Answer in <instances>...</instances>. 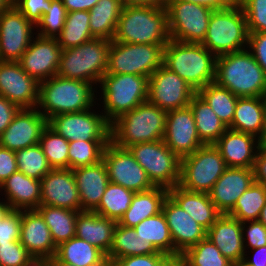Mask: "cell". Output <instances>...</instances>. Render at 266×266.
Returning <instances> with one entry per match:
<instances>
[{
    "label": "cell",
    "instance_id": "1",
    "mask_svg": "<svg viewBox=\"0 0 266 266\" xmlns=\"http://www.w3.org/2000/svg\"><path fill=\"white\" fill-rule=\"evenodd\" d=\"M113 41L166 45L170 35L165 6L125 4Z\"/></svg>",
    "mask_w": 266,
    "mask_h": 266
},
{
    "label": "cell",
    "instance_id": "2",
    "mask_svg": "<svg viewBox=\"0 0 266 266\" xmlns=\"http://www.w3.org/2000/svg\"><path fill=\"white\" fill-rule=\"evenodd\" d=\"M214 82L238 98L266 95V73L247 48L216 58Z\"/></svg>",
    "mask_w": 266,
    "mask_h": 266
},
{
    "label": "cell",
    "instance_id": "3",
    "mask_svg": "<svg viewBox=\"0 0 266 266\" xmlns=\"http://www.w3.org/2000/svg\"><path fill=\"white\" fill-rule=\"evenodd\" d=\"M94 92L97 95L94 84L90 82L55 75L39 84L36 109L47 119L58 114L84 111L95 106L98 98Z\"/></svg>",
    "mask_w": 266,
    "mask_h": 266
},
{
    "label": "cell",
    "instance_id": "4",
    "mask_svg": "<svg viewBox=\"0 0 266 266\" xmlns=\"http://www.w3.org/2000/svg\"><path fill=\"white\" fill-rule=\"evenodd\" d=\"M216 58L201 43H184L170 39L164 47L163 65L197 92L214 82Z\"/></svg>",
    "mask_w": 266,
    "mask_h": 266
},
{
    "label": "cell",
    "instance_id": "5",
    "mask_svg": "<svg viewBox=\"0 0 266 266\" xmlns=\"http://www.w3.org/2000/svg\"><path fill=\"white\" fill-rule=\"evenodd\" d=\"M167 112L148 100L115 120L110 126V140L127 149L143 142L164 139Z\"/></svg>",
    "mask_w": 266,
    "mask_h": 266
},
{
    "label": "cell",
    "instance_id": "6",
    "mask_svg": "<svg viewBox=\"0 0 266 266\" xmlns=\"http://www.w3.org/2000/svg\"><path fill=\"white\" fill-rule=\"evenodd\" d=\"M110 42L104 38H93L79 46L64 49L57 75L99 85L107 73Z\"/></svg>",
    "mask_w": 266,
    "mask_h": 266
},
{
    "label": "cell",
    "instance_id": "7",
    "mask_svg": "<svg viewBox=\"0 0 266 266\" xmlns=\"http://www.w3.org/2000/svg\"><path fill=\"white\" fill-rule=\"evenodd\" d=\"M248 29L241 5L214 10L201 44L216 57L244 50L248 46Z\"/></svg>",
    "mask_w": 266,
    "mask_h": 266
},
{
    "label": "cell",
    "instance_id": "8",
    "mask_svg": "<svg viewBox=\"0 0 266 266\" xmlns=\"http://www.w3.org/2000/svg\"><path fill=\"white\" fill-rule=\"evenodd\" d=\"M101 100L104 116L111 125L123 114L148 100V78L134 74H106L102 77Z\"/></svg>",
    "mask_w": 266,
    "mask_h": 266
},
{
    "label": "cell",
    "instance_id": "9",
    "mask_svg": "<svg viewBox=\"0 0 266 266\" xmlns=\"http://www.w3.org/2000/svg\"><path fill=\"white\" fill-rule=\"evenodd\" d=\"M164 44L111 41L106 74H134L149 78L163 65Z\"/></svg>",
    "mask_w": 266,
    "mask_h": 266
},
{
    "label": "cell",
    "instance_id": "10",
    "mask_svg": "<svg viewBox=\"0 0 266 266\" xmlns=\"http://www.w3.org/2000/svg\"><path fill=\"white\" fill-rule=\"evenodd\" d=\"M227 168L214 144H206L181 159L178 186L191 192L208 193Z\"/></svg>",
    "mask_w": 266,
    "mask_h": 266
},
{
    "label": "cell",
    "instance_id": "11",
    "mask_svg": "<svg viewBox=\"0 0 266 266\" xmlns=\"http://www.w3.org/2000/svg\"><path fill=\"white\" fill-rule=\"evenodd\" d=\"M127 149L154 186L170 189L179 184L181 159L167 147L163 139L134 144Z\"/></svg>",
    "mask_w": 266,
    "mask_h": 266
},
{
    "label": "cell",
    "instance_id": "12",
    "mask_svg": "<svg viewBox=\"0 0 266 266\" xmlns=\"http://www.w3.org/2000/svg\"><path fill=\"white\" fill-rule=\"evenodd\" d=\"M170 39L184 43H201L214 10L195 3L166 1Z\"/></svg>",
    "mask_w": 266,
    "mask_h": 266
},
{
    "label": "cell",
    "instance_id": "13",
    "mask_svg": "<svg viewBox=\"0 0 266 266\" xmlns=\"http://www.w3.org/2000/svg\"><path fill=\"white\" fill-rule=\"evenodd\" d=\"M94 112L92 107L80 112L58 114L48 119V126L68 142L111 141V125L105 119L103 112L100 114Z\"/></svg>",
    "mask_w": 266,
    "mask_h": 266
},
{
    "label": "cell",
    "instance_id": "14",
    "mask_svg": "<svg viewBox=\"0 0 266 266\" xmlns=\"http://www.w3.org/2000/svg\"><path fill=\"white\" fill-rule=\"evenodd\" d=\"M102 159L110 182L134 192L147 191L155 187L128 149L118 147L110 141L104 148Z\"/></svg>",
    "mask_w": 266,
    "mask_h": 266
},
{
    "label": "cell",
    "instance_id": "15",
    "mask_svg": "<svg viewBox=\"0 0 266 266\" xmlns=\"http://www.w3.org/2000/svg\"><path fill=\"white\" fill-rule=\"evenodd\" d=\"M196 91L164 65L148 78V101L166 112L189 106Z\"/></svg>",
    "mask_w": 266,
    "mask_h": 266
},
{
    "label": "cell",
    "instance_id": "16",
    "mask_svg": "<svg viewBox=\"0 0 266 266\" xmlns=\"http://www.w3.org/2000/svg\"><path fill=\"white\" fill-rule=\"evenodd\" d=\"M35 26L13 5L0 13V61H18L28 49Z\"/></svg>",
    "mask_w": 266,
    "mask_h": 266
},
{
    "label": "cell",
    "instance_id": "17",
    "mask_svg": "<svg viewBox=\"0 0 266 266\" xmlns=\"http://www.w3.org/2000/svg\"><path fill=\"white\" fill-rule=\"evenodd\" d=\"M35 37L18 62L28 75L41 83L57 75L63 49L57 38Z\"/></svg>",
    "mask_w": 266,
    "mask_h": 266
},
{
    "label": "cell",
    "instance_id": "18",
    "mask_svg": "<svg viewBox=\"0 0 266 266\" xmlns=\"http://www.w3.org/2000/svg\"><path fill=\"white\" fill-rule=\"evenodd\" d=\"M39 84L18 61H0V95L20 109L37 107Z\"/></svg>",
    "mask_w": 266,
    "mask_h": 266
},
{
    "label": "cell",
    "instance_id": "19",
    "mask_svg": "<svg viewBox=\"0 0 266 266\" xmlns=\"http://www.w3.org/2000/svg\"><path fill=\"white\" fill-rule=\"evenodd\" d=\"M164 142L180 159L205 145L199 138L189 106L167 112Z\"/></svg>",
    "mask_w": 266,
    "mask_h": 266
},
{
    "label": "cell",
    "instance_id": "20",
    "mask_svg": "<svg viewBox=\"0 0 266 266\" xmlns=\"http://www.w3.org/2000/svg\"><path fill=\"white\" fill-rule=\"evenodd\" d=\"M48 119L35 108H21L0 135V146L11 151L31 147L40 142Z\"/></svg>",
    "mask_w": 266,
    "mask_h": 266
},
{
    "label": "cell",
    "instance_id": "21",
    "mask_svg": "<svg viewBox=\"0 0 266 266\" xmlns=\"http://www.w3.org/2000/svg\"><path fill=\"white\" fill-rule=\"evenodd\" d=\"M162 212L174 243V255L183 254L206 238L207 230L193 220L169 195L163 203Z\"/></svg>",
    "mask_w": 266,
    "mask_h": 266
},
{
    "label": "cell",
    "instance_id": "22",
    "mask_svg": "<svg viewBox=\"0 0 266 266\" xmlns=\"http://www.w3.org/2000/svg\"><path fill=\"white\" fill-rule=\"evenodd\" d=\"M40 183L41 206L81 211V201L71 169H52Z\"/></svg>",
    "mask_w": 266,
    "mask_h": 266
},
{
    "label": "cell",
    "instance_id": "23",
    "mask_svg": "<svg viewBox=\"0 0 266 266\" xmlns=\"http://www.w3.org/2000/svg\"><path fill=\"white\" fill-rule=\"evenodd\" d=\"M254 182L252 168L227 167L208 194L216 209L221 214H228Z\"/></svg>",
    "mask_w": 266,
    "mask_h": 266
},
{
    "label": "cell",
    "instance_id": "24",
    "mask_svg": "<svg viewBox=\"0 0 266 266\" xmlns=\"http://www.w3.org/2000/svg\"><path fill=\"white\" fill-rule=\"evenodd\" d=\"M214 146L220 151L227 167L253 168L261 143L251 134L228 128Z\"/></svg>",
    "mask_w": 266,
    "mask_h": 266
},
{
    "label": "cell",
    "instance_id": "25",
    "mask_svg": "<svg viewBox=\"0 0 266 266\" xmlns=\"http://www.w3.org/2000/svg\"><path fill=\"white\" fill-rule=\"evenodd\" d=\"M20 243L34 258H53L57 249L37 210H21Z\"/></svg>",
    "mask_w": 266,
    "mask_h": 266
},
{
    "label": "cell",
    "instance_id": "26",
    "mask_svg": "<svg viewBox=\"0 0 266 266\" xmlns=\"http://www.w3.org/2000/svg\"><path fill=\"white\" fill-rule=\"evenodd\" d=\"M206 237L231 262H241L247 251L244 248L242 223L228 214H221L207 230Z\"/></svg>",
    "mask_w": 266,
    "mask_h": 266
},
{
    "label": "cell",
    "instance_id": "27",
    "mask_svg": "<svg viewBox=\"0 0 266 266\" xmlns=\"http://www.w3.org/2000/svg\"><path fill=\"white\" fill-rule=\"evenodd\" d=\"M72 172L81 201V211H94L110 182L103 159L96 164L76 168Z\"/></svg>",
    "mask_w": 266,
    "mask_h": 266
},
{
    "label": "cell",
    "instance_id": "28",
    "mask_svg": "<svg viewBox=\"0 0 266 266\" xmlns=\"http://www.w3.org/2000/svg\"><path fill=\"white\" fill-rule=\"evenodd\" d=\"M11 210H36L41 206V183L16 171L0 185Z\"/></svg>",
    "mask_w": 266,
    "mask_h": 266
},
{
    "label": "cell",
    "instance_id": "29",
    "mask_svg": "<svg viewBox=\"0 0 266 266\" xmlns=\"http://www.w3.org/2000/svg\"><path fill=\"white\" fill-rule=\"evenodd\" d=\"M116 224V220L101 216L94 211H79L75 236L91 243L107 255L113 242Z\"/></svg>",
    "mask_w": 266,
    "mask_h": 266
},
{
    "label": "cell",
    "instance_id": "30",
    "mask_svg": "<svg viewBox=\"0 0 266 266\" xmlns=\"http://www.w3.org/2000/svg\"><path fill=\"white\" fill-rule=\"evenodd\" d=\"M168 195L197 223L208 230L221 215L209 194L205 192H191L175 186L168 189Z\"/></svg>",
    "mask_w": 266,
    "mask_h": 266
},
{
    "label": "cell",
    "instance_id": "31",
    "mask_svg": "<svg viewBox=\"0 0 266 266\" xmlns=\"http://www.w3.org/2000/svg\"><path fill=\"white\" fill-rule=\"evenodd\" d=\"M167 196L168 189L160 186H155L147 191L135 192L129 209L117 223L134 228L143 220L162 212V206Z\"/></svg>",
    "mask_w": 266,
    "mask_h": 266
},
{
    "label": "cell",
    "instance_id": "32",
    "mask_svg": "<svg viewBox=\"0 0 266 266\" xmlns=\"http://www.w3.org/2000/svg\"><path fill=\"white\" fill-rule=\"evenodd\" d=\"M228 128L260 140L264 130V97L238 98L232 124Z\"/></svg>",
    "mask_w": 266,
    "mask_h": 266
},
{
    "label": "cell",
    "instance_id": "33",
    "mask_svg": "<svg viewBox=\"0 0 266 266\" xmlns=\"http://www.w3.org/2000/svg\"><path fill=\"white\" fill-rule=\"evenodd\" d=\"M51 259L75 266H103L108 261L103 251L76 236L60 243Z\"/></svg>",
    "mask_w": 266,
    "mask_h": 266
},
{
    "label": "cell",
    "instance_id": "34",
    "mask_svg": "<svg viewBox=\"0 0 266 266\" xmlns=\"http://www.w3.org/2000/svg\"><path fill=\"white\" fill-rule=\"evenodd\" d=\"M124 5L123 0H99L89 11L90 31L95 38L113 40Z\"/></svg>",
    "mask_w": 266,
    "mask_h": 266
},
{
    "label": "cell",
    "instance_id": "35",
    "mask_svg": "<svg viewBox=\"0 0 266 266\" xmlns=\"http://www.w3.org/2000/svg\"><path fill=\"white\" fill-rule=\"evenodd\" d=\"M159 252L151 242L142 240L137 236L132 227L116 224L113 233V242L107 260L114 262L116 259L128 256L146 255Z\"/></svg>",
    "mask_w": 266,
    "mask_h": 266
},
{
    "label": "cell",
    "instance_id": "36",
    "mask_svg": "<svg viewBox=\"0 0 266 266\" xmlns=\"http://www.w3.org/2000/svg\"><path fill=\"white\" fill-rule=\"evenodd\" d=\"M198 136L206 144H214L228 129L212 108L196 93L189 104Z\"/></svg>",
    "mask_w": 266,
    "mask_h": 266
},
{
    "label": "cell",
    "instance_id": "37",
    "mask_svg": "<svg viewBox=\"0 0 266 266\" xmlns=\"http://www.w3.org/2000/svg\"><path fill=\"white\" fill-rule=\"evenodd\" d=\"M36 210L44 218L56 246L75 237L79 211L48 205L39 206Z\"/></svg>",
    "mask_w": 266,
    "mask_h": 266
},
{
    "label": "cell",
    "instance_id": "38",
    "mask_svg": "<svg viewBox=\"0 0 266 266\" xmlns=\"http://www.w3.org/2000/svg\"><path fill=\"white\" fill-rule=\"evenodd\" d=\"M134 229L137 236L151 242L159 252L174 255V243L163 212L143 220Z\"/></svg>",
    "mask_w": 266,
    "mask_h": 266
},
{
    "label": "cell",
    "instance_id": "39",
    "mask_svg": "<svg viewBox=\"0 0 266 266\" xmlns=\"http://www.w3.org/2000/svg\"><path fill=\"white\" fill-rule=\"evenodd\" d=\"M89 19V11L67 13L64 27L56 37L63 50L79 46L95 38L90 31Z\"/></svg>",
    "mask_w": 266,
    "mask_h": 266
},
{
    "label": "cell",
    "instance_id": "40",
    "mask_svg": "<svg viewBox=\"0 0 266 266\" xmlns=\"http://www.w3.org/2000/svg\"><path fill=\"white\" fill-rule=\"evenodd\" d=\"M196 93L212 108L227 128L232 124L238 100L236 95L215 82L207 84Z\"/></svg>",
    "mask_w": 266,
    "mask_h": 266
},
{
    "label": "cell",
    "instance_id": "41",
    "mask_svg": "<svg viewBox=\"0 0 266 266\" xmlns=\"http://www.w3.org/2000/svg\"><path fill=\"white\" fill-rule=\"evenodd\" d=\"M135 192L121 185L109 182L98 207L97 214L117 222L129 209Z\"/></svg>",
    "mask_w": 266,
    "mask_h": 266
},
{
    "label": "cell",
    "instance_id": "42",
    "mask_svg": "<svg viewBox=\"0 0 266 266\" xmlns=\"http://www.w3.org/2000/svg\"><path fill=\"white\" fill-rule=\"evenodd\" d=\"M266 204V186L254 182L241 195L234 208L228 215L239 220L241 223L247 221H257L259 219L261 209Z\"/></svg>",
    "mask_w": 266,
    "mask_h": 266
},
{
    "label": "cell",
    "instance_id": "43",
    "mask_svg": "<svg viewBox=\"0 0 266 266\" xmlns=\"http://www.w3.org/2000/svg\"><path fill=\"white\" fill-rule=\"evenodd\" d=\"M44 155L52 169L69 168V142L47 126L40 138Z\"/></svg>",
    "mask_w": 266,
    "mask_h": 266
},
{
    "label": "cell",
    "instance_id": "44",
    "mask_svg": "<svg viewBox=\"0 0 266 266\" xmlns=\"http://www.w3.org/2000/svg\"><path fill=\"white\" fill-rule=\"evenodd\" d=\"M15 155L18 171L28 177L40 181L52 170L39 143L15 151Z\"/></svg>",
    "mask_w": 266,
    "mask_h": 266
},
{
    "label": "cell",
    "instance_id": "45",
    "mask_svg": "<svg viewBox=\"0 0 266 266\" xmlns=\"http://www.w3.org/2000/svg\"><path fill=\"white\" fill-rule=\"evenodd\" d=\"M110 141L75 140L69 142V169L93 165L102 160L103 151Z\"/></svg>",
    "mask_w": 266,
    "mask_h": 266
},
{
    "label": "cell",
    "instance_id": "46",
    "mask_svg": "<svg viewBox=\"0 0 266 266\" xmlns=\"http://www.w3.org/2000/svg\"><path fill=\"white\" fill-rule=\"evenodd\" d=\"M191 266H231L228 258L207 237L183 253Z\"/></svg>",
    "mask_w": 266,
    "mask_h": 266
},
{
    "label": "cell",
    "instance_id": "47",
    "mask_svg": "<svg viewBox=\"0 0 266 266\" xmlns=\"http://www.w3.org/2000/svg\"><path fill=\"white\" fill-rule=\"evenodd\" d=\"M67 13L62 0H52L50 8L42 15L40 21L35 26V29L38 28V33L34 34L41 37L56 38L64 27Z\"/></svg>",
    "mask_w": 266,
    "mask_h": 266
},
{
    "label": "cell",
    "instance_id": "48",
    "mask_svg": "<svg viewBox=\"0 0 266 266\" xmlns=\"http://www.w3.org/2000/svg\"><path fill=\"white\" fill-rule=\"evenodd\" d=\"M244 10L248 32H266V0H244Z\"/></svg>",
    "mask_w": 266,
    "mask_h": 266
},
{
    "label": "cell",
    "instance_id": "49",
    "mask_svg": "<svg viewBox=\"0 0 266 266\" xmlns=\"http://www.w3.org/2000/svg\"><path fill=\"white\" fill-rule=\"evenodd\" d=\"M33 259L20 240L0 244V266H27Z\"/></svg>",
    "mask_w": 266,
    "mask_h": 266
},
{
    "label": "cell",
    "instance_id": "50",
    "mask_svg": "<svg viewBox=\"0 0 266 266\" xmlns=\"http://www.w3.org/2000/svg\"><path fill=\"white\" fill-rule=\"evenodd\" d=\"M52 0H13V5L34 26L50 8Z\"/></svg>",
    "mask_w": 266,
    "mask_h": 266
},
{
    "label": "cell",
    "instance_id": "51",
    "mask_svg": "<svg viewBox=\"0 0 266 266\" xmlns=\"http://www.w3.org/2000/svg\"><path fill=\"white\" fill-rule=\"evenodd\" d=\"M21 211L11 210L0 221V244L20 240Z\"/></svg>",
    "mask_w": 266,
    "mask_h": 266
},
{
    "label": "cell",
    "instance_id": "52",
    "mask_svg": "<svg viewBox=\"0 0 266 266\" xmlns=\"http://www.w3.org/2000/svg\"><path fill=\"white\" fill-rule=\"evenodd\" d=\"M242 236L245 251L249 248L253 249L266 246V227L258 220L243 222Z\"/></svg>",
    "mask_w": 266,
    "mask_h": 266
},
{
    "label": "cell",
    "instance_id": "53",
    "mask_svg": "<svg viewBox=\"0 0 266 266\" xmlns=\"http://www.w3.org/2000/svg\"><path fill=\"white\" fill-rule=\"evenodd\" d=\"M247 49L266 73V32H249Z\"/></svg>",
    "mask_w": 266,
    "mask_h": 266
},
{
    "label": "cell",
    "instance_id": "54",
    "mask_svg": "<svg viewBox=\"0 0 266 266\" xmlns=\"http://www.w3.org/2000/svg\"><path fill=\"white\" fill-rule=\"evenodd\" d=\"M168 255L165 253H152L138 256H128L116 259L117 266H163Z\"/></svg>",
    "mask_w": 266,
    "mask_h": 266
},
{
    "label": "cell",
    "instance_id": "55",
    "mask_svg": "<svg viewBox=\"0 0 266 266\" xmlns=\"http://www.w3.org/2000/svg\"><path fill=\"white\" fill-rule=\"evenodd\" d=\"M17 170L15 152L0 146V185Z\"/></svg>",
    "mask_w": 266,
    "mask_h": 266
},
{
    "label": "cell",
    "instance_id": "56",
    "mask_svg": "<svg viewBox=\"0 0 266 266\" xmlns=\"http://www.w3.org/2000/svg\"><path fill=\"white\" fill-rule=\"evenodd\" d=\"M19 109L17 105L0 95V135L10 125Z\"/></svg>",
    "mask_w": 266,
    "mask_h": 266
},
{
    "label": "cell",
    "instance_id": "57",
    "mask_svg": "<svg viewBox=\"0 0 266 266\" xmlns=\"http://www.w3.org/2000/svg\"><path fill=\"white\" fill-rule=\"evenodd\" d=\"M252 169L255 182L266 186V147L259 148Z\"/></svg>",
    "mask_w": 266,
    "mask_h": 266
},
{
    "label": "cell",
    "instance_id": "58",
    "mask_svg": "<svg viewBox=\"0 0 266 266\" xmlns=\"http://www.w3.org/2000/svg\"><path fill=\"white\" fill-rule=\"evenodd\" d=\"M166 1H183L206 6L212 10H222L235 5L233 0H166Z\"/></svg>",
    "mask_w": 266,
    "mask_h": 266
},
{
    "label": "cell",
    "instance_id": "59",
    "mask_svg": "<svg viewBox=\"0 0 266 266\" xmlns=\"http://www.w3.org/2000/svg\"><path fill=\"white\" fill-rule=\"evenodd\" d=\"M99 0H62L67 12L90 11Z\"/></svg>",
    "mask_w": 266,
    "mask_h": 266
},
{
    "label": "cell",
    "instance_id": "60",
    "mask_svg": "<svg viewBox=\"0 0 266 266\" xmlns=\"http://www.w3.org/2000/svg\"><path fill=\"white\" fill-rule=\"evenodd\" d=\"M248 252H253L255 254H253L251 257H249L248 254L244 255L242 261L246 265H248V266H266V246H262L259 248H253Z\"/></svg>",
    "mask_w": 266,
    "mask_h": 266
},
{
    "label": "cell",
    "instance_id": "61",
    "mask_svg": "<svg viewBox=\"0 0 266 266\" xmlns=\"http://www.w3.org/2000/svg\"><path fill=\"white\" fill-rule=\"evenodd\" d=\"M163 266H191L183 254L168 255Z\"/></svg>",
    "mask_w": 266,
    "mask_h": 266
},
{
    "label": "cell",
    "instance_id": "62",
    "mask_svg": "<svg viewBox=\"0 0 266 266\" xmlns=\"http://www.w3.org/2000/svg\"><path fill=\"white\" fill-rule=\"evenodd\" d=\"M124 4L165 6L166 0H123Z\"/></svg>",
    "mask_w": 266,
    "mask_h": 266
},
{
    "label": "cell",
    "instance_id": "63",
    "mask_svg": "<svg viewBox=\"0 0 266 266\" xmlns=\"http://www.w3.org/2000/svg\"><path fill=\"white\" fill-rule=\"evenodd\" d=\"M27 266H54L51 258H34Z\"/></svg>",
    "mask_w": 266,
    "mask_h": 266
},
{
    "label": "cell",
    "instance_id": "64",
    "mask_svg": "<svg viewBox=\"0 0 266 266\" xmlns=\"http://www.w3.org/2000/svg\"><path fill=\"white\" fill-rule=\"evenodd\" d=\"M4 200V201H3ZM11 211L9 203L3 198L0 201V221Z\"/></svg>",
    "mask_w": 266,
    "mask_h": 266
},
{
    "label": "cell",
    "instance_id": "65",
    "mask_svg": "<svg viewBox=\"0 0 266 266\" xmlns=\"http://www.w3.org/2000/svg\"><path fill=\"white\" fill-rule=\"evenodd\" d=\"M261 146L266 147V95L264 96V130L260 139Z\"/></svg>",
    "mask_w": 266,
    "mask_h": 266
},
{
    "label": "cell",
    "instance_id": "66",
    "mask_svg": "<svg viewBox=\"0 0 266 266\" xmlns=\"http://www.w3.org/2000/svg\"><path fill=\"white\" fill-rule=\"evenodd\" d=\"M13 6V0H0V13Z\"/></svg>",
    "mask_w": 266,
    "mask_h": 266
},
{
    "label": "cell",
    "instance_id": "67",
    "mask_svg": "<svg viewBox=\"0 0 266 266\" xmlns=\"http://www.w3.org/2000/svg\"><path fill=\"white\" fill-rule=\"evenodd\" d=\"M258 221L261 222L266 227V204L261 209V213H260Z\"/></svg>",
    "mask_w": 266,
    "mask_h": 266
},
{
    "label": "cell",
    "instance_id": "68",
    "mask_svg": "<svg viewBox=\"0 0 266 266\" xmlns=\"http://www.w3.org/2000/svg\"><path fill=\"white\" fill-rule=\"evenodd\" d=\"M54 266H75L73 264H70V263H65V262H62V261H52Z\"/></svg>",
    "mask_w": 266,
    "mask_h": 266
},
{
    "label": "cell",
    "instance_id": "69",
    "mask_svg": "<svg viewBox=\"0 0 266 266\" xmlns=\"http://www.w3.org/2000/svg\"><path fill=\"white\" fill-rule=\"evenodd\" d=\"M231 266H248V265H246L243 261H241V262H234L232 263Z\"/></svg>",
    "mask_w": 266,
    "mask_h": 266
},
{
    "label": "cell",
    "instance_id": "70",
    "mask_svg": "<svg viewBox=\"0 0 266 266\" xmlns=\"http://www.w3.org/2000/svg\"><path fill=\"white\" fill-rule=\"evenodd\" d=\"M103 266H117L115 262L107 261Z\"/></svg>",
    "mask_w": 266,
    "mask_h": 266
},
{
    "label": "cell",
    "instance_id": "71",
    "mask_svg": "<svg viewBox=\"0 0 266 266\" xmlns=\"http://www.w3.org/2000/svg\"><path fill=\"white\" fill-rule=\"evenodd\" d=\"M235 2V4H241L244 0H233Z\"/></svg>",
    "mask_w": 266,
    "mask_h": 266
}]
</instances>
